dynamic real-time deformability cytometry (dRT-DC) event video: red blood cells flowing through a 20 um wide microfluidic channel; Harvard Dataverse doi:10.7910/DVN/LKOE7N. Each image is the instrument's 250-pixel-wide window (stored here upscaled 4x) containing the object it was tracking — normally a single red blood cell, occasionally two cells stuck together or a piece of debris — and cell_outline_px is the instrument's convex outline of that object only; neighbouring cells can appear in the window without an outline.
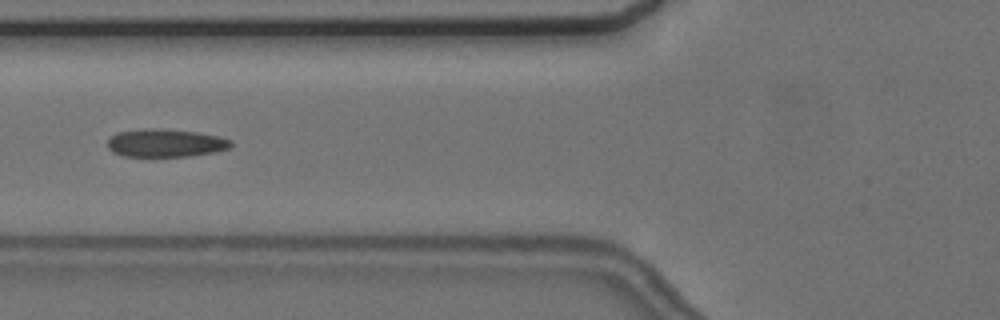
{"species": "common noctule bat (a hibernating species)", "species_latin": "Nyctalus noctula", "temperature_condition": "cold", "stored_images_in_passage": 6, "camera_frame_rate_fps": 3000, "um_per_image_px": 0.085, "animal": {"sex": "female", "body_mass_g": 24.6, "forearm_length_mm": 56.2}, "frame": {"image": 1, "passage_image": 6, "time_ms": 6.0, "image_size_px": [1000, 320], "cell_outline_px": [[232, 148], [216, 152], [188, 156], [124, 156], [112, 152], [108, 148], [108, 140], [116, 132], [144, 128], [164, 128], [196, 132], [216, 136], [232, 140]], "centroid_in_image_um": [14.07, 12.15], "position_along_channel_um": 111.7, "area_um2": 20.29}}